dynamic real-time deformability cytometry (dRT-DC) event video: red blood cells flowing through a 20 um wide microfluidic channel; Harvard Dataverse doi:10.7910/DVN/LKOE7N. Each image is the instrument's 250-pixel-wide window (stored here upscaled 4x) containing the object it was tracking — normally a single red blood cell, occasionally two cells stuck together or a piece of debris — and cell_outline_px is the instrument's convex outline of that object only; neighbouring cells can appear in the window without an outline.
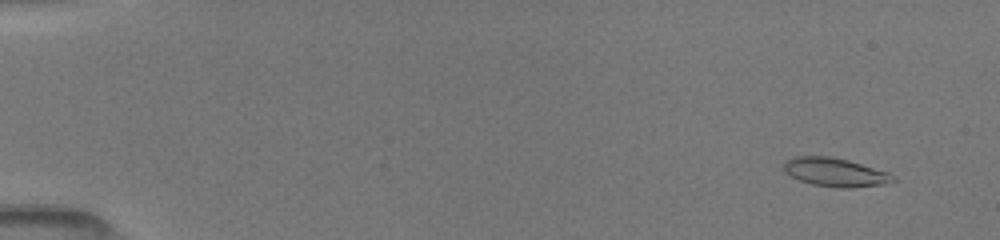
{"species": "common noctule bat (a hibernating species)", "species_latin": "Nyctalus noctula", "temperature_condition": "room temperature", "stored_images_in_passage": 52, "camera_frame_rate_fps": 3000, "um_per_image_px": 0.085, "animal": {"sex": "female", "body_mass_g": 19.5, "forearm_length_mm": 54.1}, "frame": {"image": 1, "passage_image": 4, "time_ms": 1.0, "image_size_px": [1000, 240], "cell_outline_px": [[896, 180], [884, 184], [852, 188], [840, 188], [812, 184], [800, 180], [784, 172], [784, 160], [792, 156], [832, 156], [848, 160], [888, 172], [896, 176]], "centroid_in_image_um": [70.98, 14.63], "position_along_channel_um": 14.0, "area_um2": 18.32}}
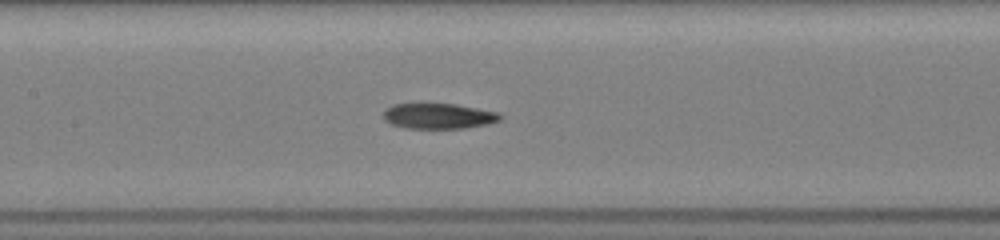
{"frame": {"image": 2, "passage_image": 26, "time_ms": 8.333, "image_size_px": [1000, 240], "cell_outline_px": [[504, 116], [500, 120], [488, 124], [468, 128], [404, 128], [388, 124], [384, 120], [384, 108], [392, 104], [416, 100], [456, 104], [500, 112]], "centroid_in_image_um": [37.21, 9.81], "position_along_channel_um": 170.2, "area_um2": 18.55}}
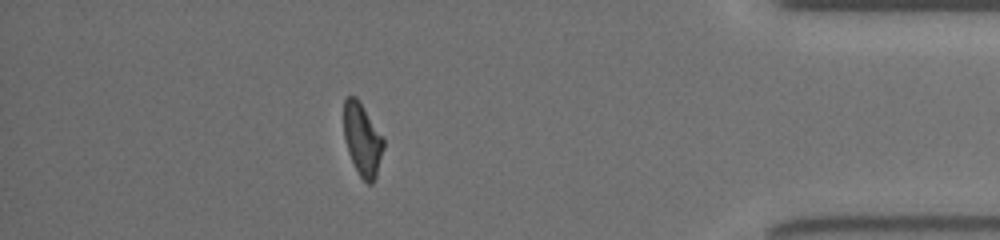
{"frame": {"image": 3, "passage_image": 46, "time_ms": 15.0, "image_size_px": [1000, 240], "cell_outline_px": [[384, 148], [376, 176], [372, 184], [368, 184], [360, 176], [348, 152], [344, 136], [344, 100], [348, 96], [356, 96], [384, 136]], "centroid_in_image_um": [30.82, 11.84], "position_along_channel_um": 404.4, "area_um2": 16.82}, "authors_computed_cell_mechanics": {"area_um2": 17.3978, "velocity_mm_per_s": 4.0577, "shape_relaxation_time_tau1_ms": 7.3029, "shape_relaxation_time_tau2_ms": null, "deformation_change_tau1": 0.2322, "deformation_change_tau2": null}}